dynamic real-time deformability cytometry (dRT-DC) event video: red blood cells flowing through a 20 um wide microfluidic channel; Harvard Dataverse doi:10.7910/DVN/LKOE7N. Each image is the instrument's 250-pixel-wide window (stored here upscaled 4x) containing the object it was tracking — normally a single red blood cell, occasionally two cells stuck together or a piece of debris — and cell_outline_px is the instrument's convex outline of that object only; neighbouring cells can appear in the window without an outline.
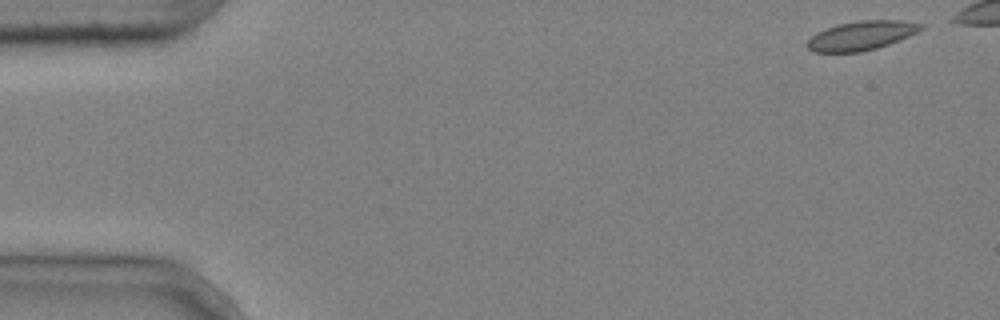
{"species": "common noctule bat (a hibernating species)", "species_latin": "Nyctalus noctula", "temperature_condition": "cold", "stored_images_in_passage": 5, "camera_frame_rate_fps": 3000, "um_per_image_px": 0.085, "animal": {"sex": "male", "body_mass_g": 20.4}, "frame": {"image": 1, "passage_image": 1, "time_ms": 0.0, "image_size_px": [1000, 320], "cell_outline_px": [[924, 28], [908, 36], [888, 44], [876, 48], [860, 52], [812, 52], [808, 48], [808, 40], [816, 32], [836, 24], [860, 20], [900, 20], [924, 24]], "centroid_in_image_um": [73.2, 3.01], "position_along_channel_um": 11.8, "area_um2": 19.19}}
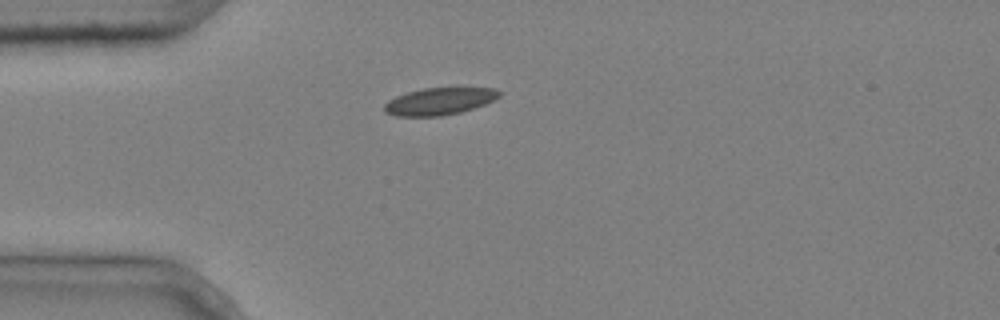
{"frame": {"image": 2, "passage_image": 5, "time_ms": 1.333, "image_size_px": [1000, 320], "cell_outline_px": [[504, 92], [496, 100], [460, 112], [440, 116], [396, 116], [384, 112], [384, 104], [388, 100], [396, 96], [408, 92], [424, 88], [496, 88]], "centroid_in_image_um": [37.37, 8.6], "position_along_channel_um": 47.6, "area_um2": 18.21}}